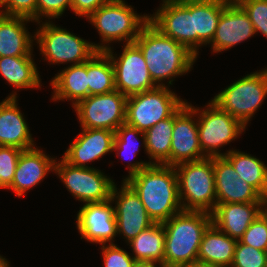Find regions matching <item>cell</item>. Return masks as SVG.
<instances>
[{"instance_id": "cell-1", "label": "cell", "mask_w": 267, "mask_h": 267, "mask_svg": "<svg viewBox=\"0 0 267 267\" xmlns=\"http://www.w3.org/2000/svg\"><path fill=\"white\" fill-rule=\"evenodd\" d=\"M127 167L124 181L135 191L154 223H163L182 211L175 168L153 162H136Z\"/></svg>"}, {"instance_id": "cell-2", "label": "cell", "mask_w": 267, "mask_h": 267, "mask_svg": "<svg viewBox=\"0 0 267 267\" xmlns=\"http://www.w3.org/2000/svg\"><path fill=\"white\" fill-rule=\"evenodd\" d=\"M134 43L142 51L151 79L157 82L169 80L187 73L197 58L184 45L162 34L148 22ZM173 77V78H172Z\"/></svg>"}, {"instance_id": "cell-3", "label": "cell", "mask_w": 267, "mask_h": 267, "mask_svg": "<svg viewBox=\"0 0 267 267\" xmlns=\"http://www.w3.org/2000/svg\"><path fill=\"white\" fill-rule=\"evenodd\" d=\"M162 224L165 230L163 265L180 267L196 262L203 234L212 224L211 213L182 210Z\"/></svg>"}, {"instance_id": "cell-4", "label": "cell", "mask_w": 267, "mask_h": 267, "mask_svg": "<svg viewBox=\"0 0 267 267\" xmlns=\"http://www.w3.org/2000/svg\"><path fill=\"white\" fill-rule=\"evenodd\" d=\"M174 168L182 210L211 213L216 206L213 157L181 163Z\"/></svg>"}, {"instance_id": "cell-5", "label": "cell", "mask_w": 267, "mask_h": 267, "mask_svg": "<svg viewBox=\"0 0 267 267\" xmlns=\"http://www.w3.org/2000/svg\"><path fill=\"white\" fill-rule=\"evenodd\" d=\"M39 44V50L53 64L72 62V65L88 61L97 51H105L109 46L88 42L69 31L55 26L53 23L42 22L33 36ZM104 44V45H103Z\"/></svg>"}, {"instance_id": "cell-6", "label": "cell", "mask_w": 267, "mask_h": 267, "mask_svg": "<svg viewBox=\"0 0 267 267\" xmlns=\"http://www.w3.org/2000/svg\"><path fill=\"white\" fill-rule=\"evenodd\" d=\"M168 88L158 85L154 89L128 96L125 123L145 132L173 116L186 102Z\"/></svg>"}, {"instance_id": "cell-7", "label": "cell", "mask_w": 267, "mask_h": 267, "mask_svg": "<svg viewBox=\"0 0 267 267\" xmlns=\"http://www.w3.org/2000/svg\"><path fill=\"white\" fill-rule=\"evenodd\" d=\"M266 95L267 68L237 80L214 96L212 102L246 127Z\"/></svg>"}, {"instance_id": "cell-8", "label": "cell", "mask_w": 267, "mask_h": 267, "mask_svg": "<svg viewBox=\"0 0 267 267\" xmlns=\"http://www.w3.org/2000/svg\"><path fill=\"white\" fill-rule=\"evenodd\" d=\"M146 15H137L123 0H110L91 13L87 19L102 37V42L123 41L134 43L142 28L149 22Z\"/></svg>"}, {"instance_id": "cell-9", "label": "cell", "mask_w": 267, "mask_h": 267, "mask_svg": "<svg viewBox=\"0 0 267 267\" xmlns=\"http://www.w3.org/2000/svg\"><path fill=\"white\" fill-rule=\"evenodd\" d=\"M206 107L200 113L199 107L195 108V113L200 115L197 123L202 153L207 158L224 156L219 148L235 140L246 127L212 101Z\"/></svg>"}, {"instance_id": "cell-10", "label": "cell", "mask_w": 267, "mask_h": 267, "mask_svg": "<svg viewBox=\"0 0 267 267\" xmlns=\"http://www.w3.org/2000/svg\"><path fill=\"white\" fill-rule=\"evenodd\" d=\"M127 96L117 90L92 95L75 106L81 128L116 131L125 123Z\"/></svg>"}, {"instance_id": "cell-11", "label": "cell", "mask_w": 267, "mask_h": 267, "mask_svg": "<svg viewBox=\"0 0 267 267\" xmlns=\"http://www.w3.org/2000/svg\"><path fill=\"white\" fill-rule=\"evenodd\" d=\"M54 171L68 191L80 201L94 203L104 202L111 198L115 182L98 169L76 167L62 158L60 162H55Z\"/></svg>"}, {"instance_id": "cell-12", "label": "cell", "mask_w": 267, "mask_h": 267, "mask_svg": "<svg viewBox=\"0 0 267 267\" xmlns=\"http://www.w3.org/2000/svg\"><path fill=\"white\" fill-rule=\"evenodd\" d=\"M119 58H115L111 47L105 52L109 55L113 68L115 88L125 96L142 93L156 88L161 82L155 84L150 77L144 55L135 43L126 44Z\"/></svg>"}, {"instance_id": "cell-13", "label": "cell", "mask_w": 267, "mask_h": 267, "mask_svg": "<svg viewBox=\"0 0 267 267\" xmlns=\"http://www.w3.org/2000/svg\"><path fill=\"white\" fill-rule=\"evenodd\" d=\"M149 22L197 57V33H194L190 0H163L161 8L149 17Z\"/></svg>"}, {"instance_id": "cell-14", "label": "cell", "mask_w": 267, "mask_h": 267, "mask_svg": "<svg viewBox=\"0 0 267 267\" xmlns=\"http://www.w3.org/2000/svg\"><path fill=\"white\" fill-rule=\"evenodd\" d=\"M197 115L195 107L185 103L174 114V126L170 150V166L194 162L207 158L201 150L198 123L192 117Z\"/></svg>"}, {"instance_id": "cell-15", "label": "cell", "mask_w": 267, "mask_h": 267, "mask_svg": "<svg viewBox=\"0 0 267 267\" xmlns=\"http://www.w3.org/2000/svg\"><path fill=\"white\" fill-rule=\"evenodd\" d=\"M110 200H116L114 214L117 234L123 235L127 242L154 224L139 196L124 180L119 192L114 184Z\"/></svg>"}, {"instance_id": "cell-16", "label": "cell", "mask_w": 267, "mask_h": 267, "mask_svg": "<svg viewBox=\"0 0 267 267\" xmlns=\"http://www.w3.org/2000/svg\"><path fill=\"white\" fill-rule=\"evenodd\" d=\"M112 201L85 203L77 214V228L92 243L105 244L117 236L116 217Z\"/></svg>"}, {"instance_id": "cell-17", "label": "cell", "mask_w": 267, "mask_h": 267, "mask_svg": "<svg viewBox=\"0 0 267 267\" xmlns=\"http://www.w3.org/2000/svg\"><path fill=\"white\" fill-rule=\"evenodd\" d=\"M216 205L223 203L266 202L251 185L239 178L231 163L224 157H213Z\"/></svg>"}, {"instance_id": "cell-18", "label": "cell", "mask_w": 267, "mask_h": 267, "mask_svg": "<svg viewBox=\"0 0 267 267\" xmlns=\"http://www.w3.org/2000/svg\"><path fill=\"white\" fill-rule=\"evenodd\" d=\"M254 26L248 14L235 1L231 0L221 13L215 35L210 44L213 52H222L251 38Z\"/></svg>"}, {"instance_id": "cell-19", "label": "cell", "mask_w": 267, "mask_h": 267, "mask_svg": "<svg viewBox=\"0 0 267 267\" xmlns=\"http://www.w3.org/2000/svg\"><path fill=\"white\" fill-rule=\"evenodd\" d=\"M115 132L107 129L82 128L69 148L65 151L63 159L76 167H89L85 165L103 157L113 151Z\"/></svg>"}, {"instance_id": "cell-20", "label": "cell", "mask_w": 267, "mask_h": 267, "mask_svg": "<svg viewBox=\"0 0 267 267\" xmlns=\"http://www.w3.org/2000/svg\"><path fill=\"white\" fill-rule=\"evenodd\" d=\"M265 208L266 202L217 204L211 212L212 224L238 241Z\"/></svg>"}, {"instance_id": "cell-21", "label": "cell", "mask_w": 267, "mask_h": 267, "mask_svg": "<svg viewBox=\"0 0 267 267\" xmlns=\"http://www.w3.org/2000/svg\"><path fill=\"white\" fill-rule=\"evenodd\" d=\"M56 160L49 158L38 148L22 150L15 170L12 184L7 188L18 197L38 185L51 170L54 171Z\"/></svg>"}, {"instance_id": "cell-22", "label": "cell", "mask_w": 267, "mask_h": 267, "mask_svg": "<svg viewBox=\"0 0 267 267\" xmlns=\"http://www.w3.org/2000/svg\"><path fill=\"white\" fill-rule=\"evenodd\" d=\"M16 98V93H12L0 103V146L26 150L35 146Z\"/></svg>"}, {"instance_id": "cell-23", "label": "cell", "mask_w": 267, "mask_h": 267, "mask_svg": "<svg viewBox=\"0 0 267 267\" xmlns=\"http://www.w3.org/2000/svg\"><path fill=\"white\" fill-rule=\"evenodd\" d=\"M25 17L0 14V57L32 56V36L26 30Z\"/></svg>"}, {"instance_id": "cell-24", "label": "cell", "mask_w": 267, "mask_h": 267, "mask_svg": "<svg viewBox=\"0 0 267 267\" xmlns=\"http://www.w3.org/2000/svg\"><path fill=\"white\" fill-rule=\"evenodd\" d=\"M236 244L237 240L211 224L203 234L197 261L216 267H231Z\"/></svg>"}, {"instance_id": "cell-25", "label": "cell", "mask_w": 267, "mask_h": 267, "mask_svg": "<svg viewBox=\"0 0 267 267\" xmlns=\"http://www.w3.org/2000/svg\"><path fill=\"white\" fill-rule=\"evenodd\" d=\"M50 84L54 89V101L74 100L72 106H75L89 96L87 61L65 68L55 75Z\"/></svg>"}, {"instance_id": "cell-26", "label": "cell", "mask_w": 267, "mask_h": 267, "mask_svg": "<svg viewBox=\"0 0 267 267\" xmlns=\"http://www.w3.org/2000/svg\"><path fill=\"white\" fill-rule=\"evenodd\" d=\"M231 0H190L194 33H197V48L211 43L225 6Z\"/></svg>"}, {"instance_id": "cell-27", "label": "cell", "mask_w": 267, "mask_h": 267, "mask_svg": "<svg viewBox=\"0 0 267 267\" xmlns=\"http://www.w3.org/2000/svg\"><path fill=\"white\" fill-rule=\"evenodd\" d=\"M0 74L16 89L39 88V73L32 56L0 57Z\"/></svg>"}, {"instance_id": "cell-28", "label": "cell", "mask_w": 267, "mask_h": 267, "mask_svg": "<svg viewBox=\"0 0 267 267\" xmlns=\"http://www.w3.org/2000/svg\"><path fill=\"white\" fill-rule=\"evenodd\" d=\"M239 178L254 187L267 200V166L254 156L236 150L224 153Z\"/></svg>"}, {"instance_id": "cell-29", "label": "cell", "mask_w": 267, "mask_h": 267, "mask_svg": "<svg viewBox=\"0 0 267 267\" xmlns=\"http://www.w3.org/2000/svg\"><path fill=\"white\" fill-rule=\"evenodd\" d=\"M128 243L135 254L133 256L135 261L163 264L165 230L162 223L152 224Z\"/></svg>"}, {"instance_id": "cell-30", "label": "cell", "mask_w": 267, "mask_h": 267, "mask_svg": "<svg viewBox=\"0 0 267 267\" xmlns=\"http://www.w3.org/2000/svg\"><path fill=\"white\" fill-rule=\"evenodd\" d=\"M174 126V115L166 118L144 132L145 151L153 164L170 166V150Z\"/></svg>"}, {"instance_id": "cell-31", "label": "cell", "mask_w": 267, "mask_h": 267, "mask_svg": "<svg viewBox=\"0 0 267 267\" xmlns=\"http://www.w3.org/2000/svg\"><path fill=\"white\" fill-rule=\"evenodd\" d=\"M89 96L105 94L116 90L114 68L105 51H97L87 61Z\"/></svg>"}, {"instance_id": "cell-32", "label": "cell", "mask_w": 267, "mask_h": 267, "mask_svg": "<svg viewBox=\"0 0 267 267\" xmlns=\"http://www.w3.org/2000/svg\"><path fill=\"white\" fill-rule=\"evenodd\" d=\"M139 134L142 136L143 144L145 147L144 132L139 131L135 127H132L126 123L122 124L115 131L113 151H117L118 152L117 155L119 154V156L123 155V158L124 156H126L125 154L129 152L132 154V157H134V155H136V152L139 151L140 145H138V143L137 144L135 143L136 140L139 139L137 138V135Z\"/></svg>"}, {"instance_id": "cell-33", "label": "cell", "mask_w": 267, "mask_h": 267, "mask_svg": "<svg viewBox=\"0 0 267 267\" xmlns=\"http://www.w3.org/2000/svg\"><path fill=\"white\" fill-rule=\"evenodd\" d=\"M238 241L256 249L267 251V208L257 216Z\"/></svg>"}, {"instance_id": "cell-34", "label": "cell", "mask_w": 267, "mask_h": 267, "mask_svg": "<svg viewBox=\"0 0 267 267\" xmlns=\"http://www.w3.org/2000/svg\"><path fill=\"white\" fill-rule=\"evenodd\" d=\"M231 267H267V251L237 241Z\"/></svg>"}, {"instance_id": "cell-35", "label": "cell", "mask_w": 267, "mask_h": 267, "mask_svg": "<svg viewBox=\"0 0 267 267\" xmlns=\"http://www.w3.org/2000/svg\"><path fill=\"white\" fill-rule=\"evenodd\" d=\"M21 152L22 149L14 146H0V189L12 184Z\"/></svg>"}, {"instance_id": "cell-36", "label": "cell", "mask_w": 267, "mask_h": 267, "mask_svg": "<svg viewBox=\"0 0 267 267\" xmlns=\"http://www.w3.org/2000/svg\"><path fill=\"white\" fill-rule=\"evenodd\" d=\"M248 14L255 33L267 38V0H235Z\"/></svg>"}, {"instance_id": "cell-37", "label": "cell", "mask_w": 267, "mask_h": 267, "mask_svg": "<svg viewBox=\"0 0 267 267\" xmlns=\"http://www.w3.org/2000/svg\"><path fill=\"white\" fill-rule=\"evenodd\" d=\"M36 3L37 0H1L0 7L5 10L0 11V14L25 17L36 22Z\"/></svg>"}, {"instance_id": "cell-38", "label": "cell", "mask_w": 267, "mask_h": 267, "mask_svg": "<svg viewBox=\"0 0 267 267\" xmlns=\"http://www.w3.org/2000/svg\"><path fill=\"white\" fill-rule=\"evenodd\" d=\"M105 245L102 244L104 267H133L136 261L129 253L114 243Z\"/></svg>"}, {"instance_id": "cell-39", "label": "cell", "mask_w": 267, "mask_h": 267, "mask_svg": "<svg viewBox=\"0 0 267 267\" xmlns=\"http://www.w3.org/2000/svg\"><path fill=\"white\" fill-rule=\"evenodd\" d=\"M67 7L72 9V0H37L36 22L40 23V16H47L48 19L58 18Z\"/></svg>"}, {"instance_id": "cell-40", "label": "cell", "mask_w": 267, "mask_h": 267, "mask_svg": "<svg viewBox=\"0 0 267 267\" xmlns=\"http://www.w3.org/2000/svg\"><path fill=\"white\" fill-rule=\"evenodd\" d=\"M109 1L110 0H72V11L78 16L84 15L87 18L91 13Z\"/></svg>"}, {"instance_id": "cell-41", "label": "cell", "mask_w": 267, "mask_h": 267, "mask_svg": "<svg viewBox=\"0 0 267 267\" xmlns=\"http://www.w3.org/2000/svg\"><path fill=\"white\" fill-rule=\"evenodd\" d=\"M157 262L136 261L133 267H156ZM160 267H166L162 263H159Z\"/></svg>"}, {"instance_id": "cell-42", "label": "cell", "mask_w": 267, "mask_h": 267, "mask_svg": "<svg viewBox=\"0 0 267 267\" xmlns=\"http://www.w3.org/2000/svg\"><path fill=\"white\" fill-rule=\"evenodd\" d=\"M180 267H216V266L196 261L194 263H191V264H188V265H184V266H180Z\"/></svg>"}, {"instance_id": "cell-43", "label": "cell", "mask_w": 267, "mask_h": 267, "mask_svg": "<svg viewBox=\"0 0 267 267\" xmlns=\"http://www.w3.org/2000/svg\"><path fill=\"white\" fill-rule=\"evenodd\" d=\"M0 267H10L9 262L0 255Z\"/></svg>"}]
</instances>
